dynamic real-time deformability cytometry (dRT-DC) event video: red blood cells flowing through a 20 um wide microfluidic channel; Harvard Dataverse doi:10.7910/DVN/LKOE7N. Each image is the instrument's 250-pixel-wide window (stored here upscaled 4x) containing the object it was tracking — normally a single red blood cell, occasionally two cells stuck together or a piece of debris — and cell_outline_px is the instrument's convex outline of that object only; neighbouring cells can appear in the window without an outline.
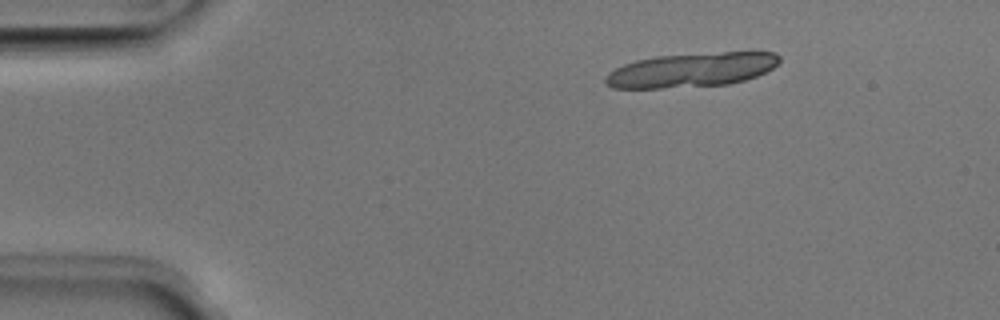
{"species": "Egyptian fruit bat (a non-hibernating species)", "species_latin": "Rousettus aegyptiacus", "temperature_condition": "room temperature", "stored_images_in_passage": 11, "camera_frame_rate_fps": 3000, "um_per_image_px": 0.085, "animal": {"sex": "male"}, "frame": {"image": 1, "passage_image": 1, "time_ms": 0.0, "image_size_px": [1000, 320], "cell_outline_px": [[780, 60], [772, 68], [756, 76], [744, 80], [728, 84], [660, 88], [612, 88], [604, 80], [604, 76], [608, 72], [624, 64], [636, 60], [656, 56], [724, 52], [776, 52], [780, 56]], "centroid_in_image_um": [58.75, 5.94], "position_along_channel_um": 26.2, "area_um2": 34.51}}